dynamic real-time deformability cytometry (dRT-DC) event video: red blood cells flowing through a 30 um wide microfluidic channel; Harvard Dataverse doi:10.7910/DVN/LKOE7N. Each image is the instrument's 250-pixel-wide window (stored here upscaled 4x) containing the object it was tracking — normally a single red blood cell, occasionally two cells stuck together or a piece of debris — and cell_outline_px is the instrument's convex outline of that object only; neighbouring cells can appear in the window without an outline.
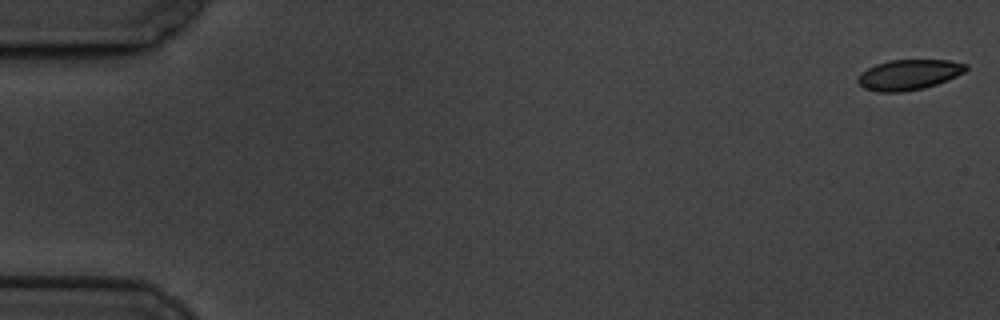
{"species": "common noctule bat (a hibernating species)", "species_latin": "Nyctalus noctula", "temperature_condition": "cold", "stored_images_in_passage": 7, "camera_frame_rate_fps": 3000, "um_per_image_px": 0.085, "animal": {"sex": "male", "body_mass_g": 19.5, "forearm_length_mm": 54.6}, "frame": {"image": 1, "passage_image": 1, "time_ms": 0.0, "image_size_px": [1000, 320], "cell_outline_px": [[968, 68], [964, 72], [948, 80], [924, 88], [900, 92], [876, 92], [864, 88], [856, 80], [860, 72], [876, 64], [888, 60], [948, 60], [968, 64]], "centroid_in_image_um": [77.24, 6.35], "position_along_channel_um": 7.8, "area_um2": 19.19}}
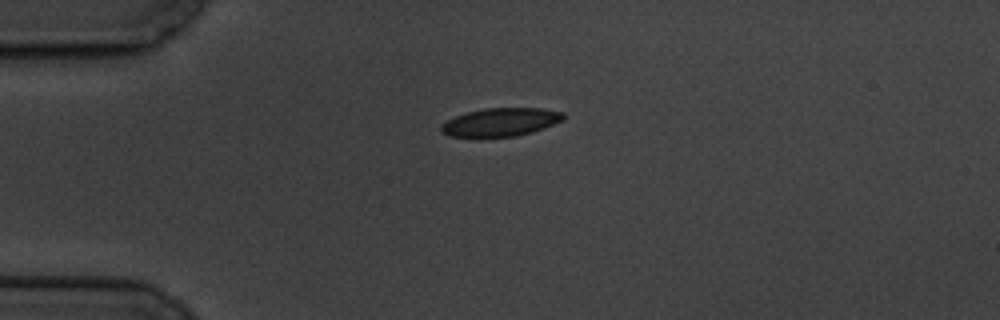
{"frame": {"image": 2, "passage_image": 5, "time_ms": 4.667, "image_size_px": [1000, 320], "cell_outline_px": [[564, 120], [544, 128], [532, 132], [516, 136], [448, 136], [440, 132], [440, 124], [456, 116], [468, 112], [484, 108], [540, 108], [564, 112]], "centroid_in_image_um": [42.56, 10.37], "position_along_channel_um": 42.4, "area_um2": 20.0}}
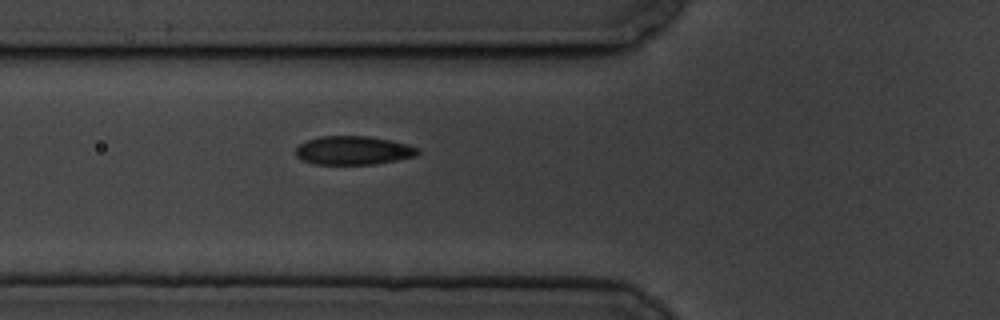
{"frame": {"image": 3, "passage_image": 7, "time_ms": 7.0, "image_size_px": [1000, 320], "cell_outline_px": [[420, 152], [416, 156], [376, 164], [312, 164], [300, 160], [296, 156], [296, 148], [300, 144], [308, 140], [320, 136], [368, 136], [392, 140], [408, 144], [420, 148]], "centroid_in_image_um": [30.05, 12.79], "position_along_channel_um": 95.8, "area_um2": 20.58}}